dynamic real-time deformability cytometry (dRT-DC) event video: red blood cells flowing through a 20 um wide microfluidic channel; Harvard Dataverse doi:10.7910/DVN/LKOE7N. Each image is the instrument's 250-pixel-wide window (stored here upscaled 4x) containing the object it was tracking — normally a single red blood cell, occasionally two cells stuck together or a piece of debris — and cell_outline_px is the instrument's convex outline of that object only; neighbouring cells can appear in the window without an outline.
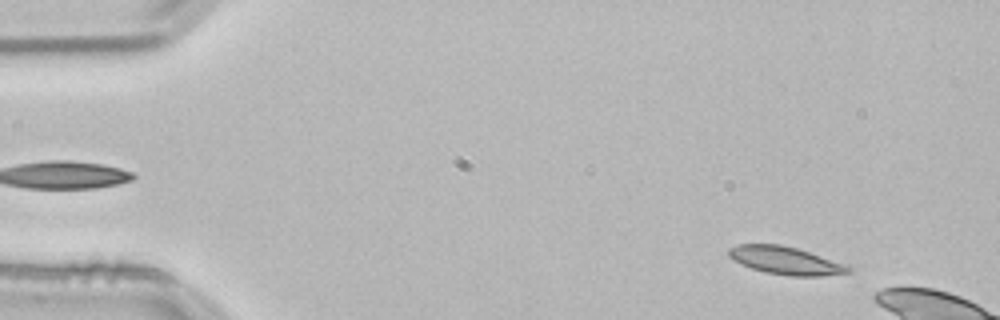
{"species": "common noctule bat (a hibernating species)", "species_latin": "Nyctalus noctula", "temperature_condition": "room temperature", "stored_images_in_passage": 11, "camera_frame_rate_fps": 3000, "um_per_image_px": 0.085, "animal": {"sex": "male", "body_mass_g": 21.5, "forearm_length_mm": 52.0}, "frame": {"image": 1, "passage_image": 5, "time_ms": 1.333, "image_size_px": [1000, 320], "cell_outline_px": [[852, 272], [820, 276], [792, 276], [764, 272], [740, 264], [732, 260], [728, 256], [728, 248], [736, 244], [780, 244], [796, 248], [848, 264], [852, 268]], "centroid_in_image_um": [66.77, 22.14], "position_along_channel_um": 18.2, "area_um2": 19.59}}